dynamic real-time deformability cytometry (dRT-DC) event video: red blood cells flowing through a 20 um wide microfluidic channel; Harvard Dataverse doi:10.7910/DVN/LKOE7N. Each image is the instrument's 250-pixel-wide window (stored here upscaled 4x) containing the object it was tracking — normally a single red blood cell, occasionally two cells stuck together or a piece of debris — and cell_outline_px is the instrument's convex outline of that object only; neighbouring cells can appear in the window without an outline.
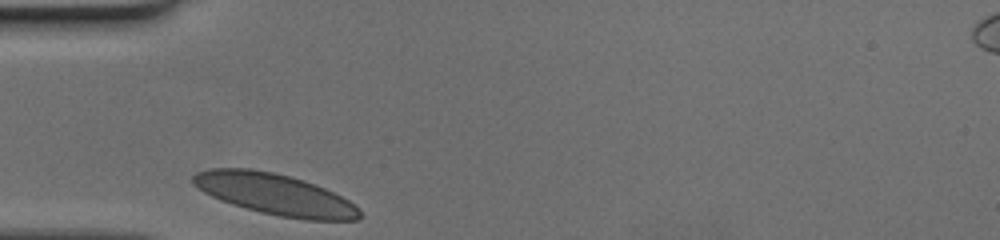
{"species": "human", "species_latin": "Homo sapiens", "temperature_condition": "cold", "stored_images_in_passage": 26, "camera_frame_rate_fps": 3000, "um_per_image_px": 0.085, "donor": {"sex": "female"}, "frame": {"image": 1, "passage_image": 1, "time_ms": 0.0, "image_size_px": [1000, 240], "cell_outline_px": [[360, 216], [356, 220], [304, 220], [280, 216], [260, 212], [232, 204], [220, 200], [204, 192], [192, 184], [192, 176], [196, 172], [208, 168], [248, 168], [272, 172], [304, 180], [324, 188], [348, 200], [360, 212]], "centroid_in_image_um": [23.31, 16.51], "position_along_channel_um": 61.7, "area_um2": 39.65}}
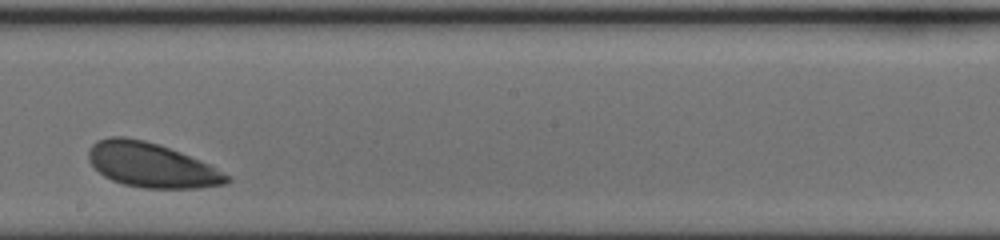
{"frame": {"image": 2, "passage_image": 15, "time_ms": 4.667, "image_size_px": [1000, 240], "cell_outline_px": [[232, 180], [228, 184], [200, 188], [144, 188], [124, 184], [112, 180], [104, 176], [88, 160], [88, 152], [92, 144], [96, 140], [108, 136], [124, 136], [144, 140], [180, 152], [200, 160], [232, 176]], "centroid_in_image_um": [12.89, 14.03], "position_along_channel_um": 235.3, "area_um2": 35.95}}
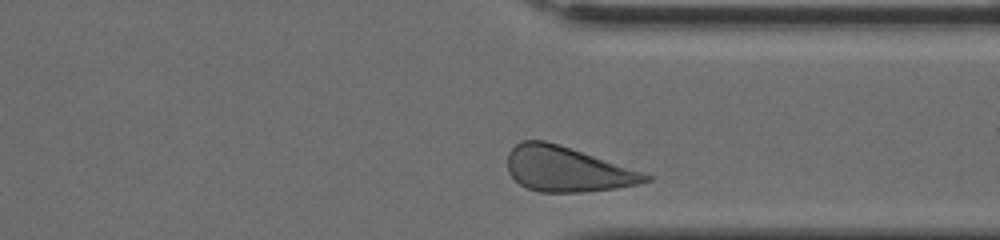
{"frame": {"image": 3, "passage_image": 25, "time_ms": 8.0, "image_size_px": [1000, 240], "cell_outline_px": [[652, 180], [636, 184], [616, 188], [584, 192], [540, 192], [528, 188], [520, 184], [508, 172], [508, 152], [520, 140], [544, 140], [644, 172], [652, 176]], "centroid_in_image_um": [48.18, 14.39], "position_along_channel_um": 363.2, "area_um2": 35.84}}